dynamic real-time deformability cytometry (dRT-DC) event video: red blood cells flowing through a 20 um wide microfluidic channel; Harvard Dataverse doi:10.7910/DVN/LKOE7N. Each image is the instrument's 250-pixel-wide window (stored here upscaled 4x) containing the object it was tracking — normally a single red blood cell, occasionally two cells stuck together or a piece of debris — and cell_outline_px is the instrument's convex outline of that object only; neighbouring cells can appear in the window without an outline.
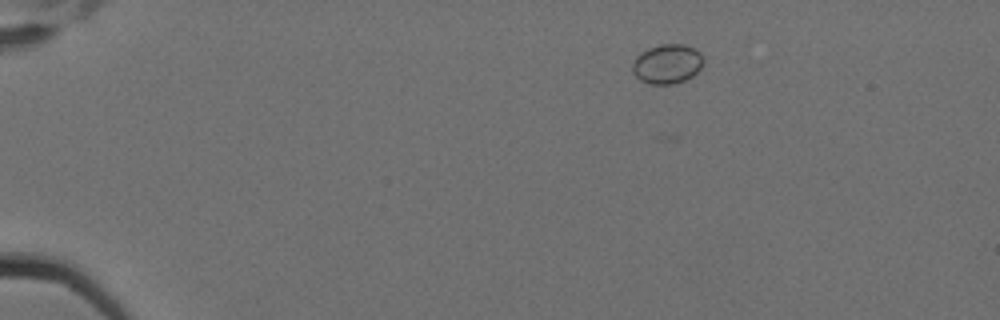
{"species": "Egyptian fruit bat (a non-hibernating species)", "species_latin": "Rousettus aegyptiacus", "temperature_condition": "cold", "stored_images_in_passage": 8, "camera_frame_rate_fps": 3000, "um_per_image_px": 0.085, "animal": {"sex": "female"}, "frame": {"image": 1, "passage_image": 3, "time_ms": 0.667, "image_size_px": [1000, 320], "cell_outline_px": [[704, 64], [692, 76], [676, 84], [648, 84], [640, 80], [632, 72], [632, 64], [636, 56], [640, 52], [648, 48], [660, 44], [684, 44], [696, 48], [700, 52], [704, 60]], "centroid_in_image_um": [56.71, 5.43], "position_along_channel_um": 28.3, "area_um2": 16.59}}
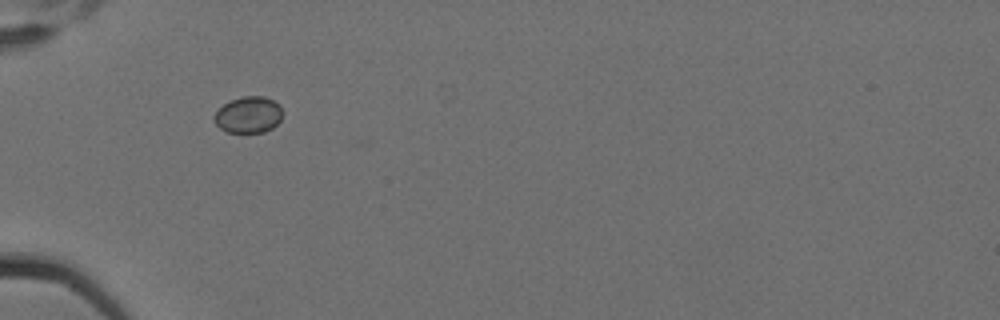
{"frame": {"image": 2, "passage_image": 6, "time_ms": 1.667, "image_size_px": [1000, 320], "cell_outline_px": [[284, 112], [280, 120], [272, 128], [264, 132], [228, 132], [220, 128], [212, 120], [212, 116], [224, 104], [240, 96], [264, 96], [280, 104]], "centroid_in_image_um": [21.13, 9.75], "position_along_channel_um": 63.9, "area_um2": 14.62}}
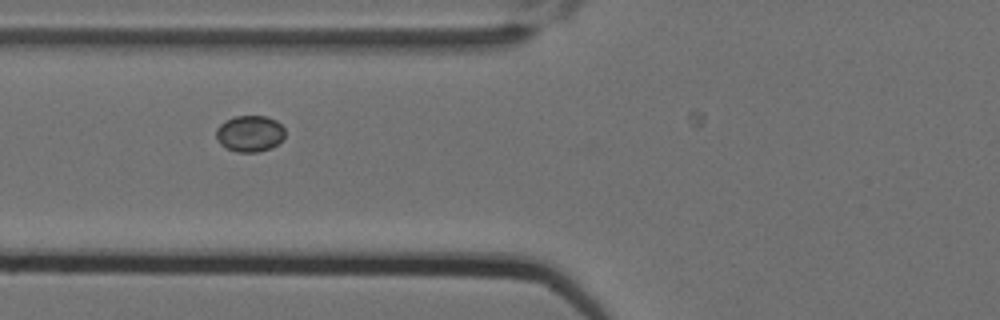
{"frame": {"image": 3, "passage_image": 7, "time_ms": 2.0, "image_size_px": [1000, 320], "cell_outline_px": [[284, 136], [272, 148], [260, 152], [236, 152], [220, 144], [216, 136], [216, 128], [224, 120], [236, 116], [268, 116], [276, 120], [284, 128]], "centroid_in_image_um": [21.22, 11.35], "position_along_channel_um": 104.6, "area_um2": 14.62}}